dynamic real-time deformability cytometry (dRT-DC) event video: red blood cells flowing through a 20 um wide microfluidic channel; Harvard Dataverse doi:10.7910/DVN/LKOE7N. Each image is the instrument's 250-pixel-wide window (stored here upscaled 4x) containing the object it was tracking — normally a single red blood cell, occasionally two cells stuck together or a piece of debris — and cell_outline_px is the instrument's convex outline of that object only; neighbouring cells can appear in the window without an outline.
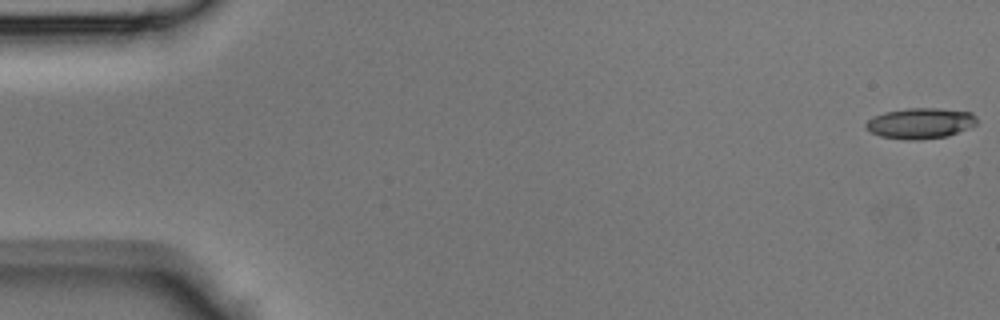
{"species": "Egyptian fruit bat (a non-hibernating species)", "species_latin": "Rousettus aegyptiacus", "temperature_condition": "room temperature", "stored_images_in_passage": 43, "camera_frame_rate_fps": 3000, "um_per_image_px": 0.085, "animal": {"sex": "male"}, "frame": {"image": 1, "passage_image": 1, "time_ms": 0.0, "image_size_px": [1000, 320], "cell_outline_px": [[976, 124], [968, 128], [948, 136], [916, 140], [908, 140], [880, 136], [872, 132], [864, 124], [872, 116], [884, 112], [908, 108], [940, 108], [972, 112], [976, 116]], "centroid_in_image_um": [78.23, 10.47], "position_along_channel_um": 6.8, "area_um2": 19.83}}
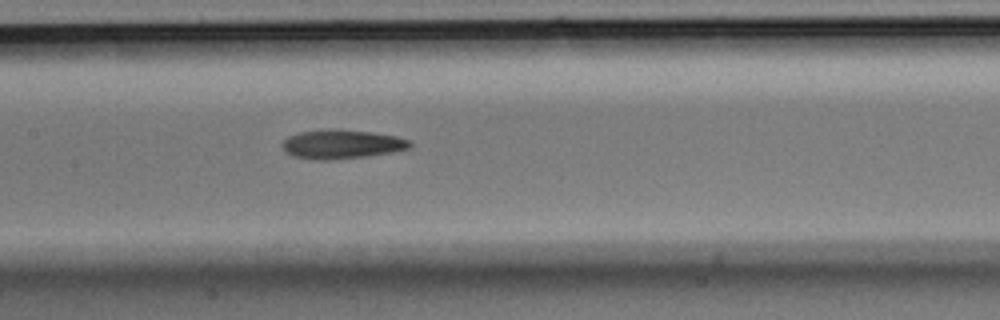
{"frame": {"image": 2, "passage_image": 21, "time_ms": 6.667, "image_size_px": [1000, 320], "cell_outline_px": [[412, 144], [408, 148], [392, 152], [368, 156], [328, 160], [320, 160], [296, 156], [288, 152], [280, 144], [288, 136], [300, 132], [320, 128], [336, 128], [372, 132], [396, 136], [412, 140]], "centroid_in_image_um": [29.07, 12.23], "position_along_channel_um": 178.3, "area_um2": 21.73}}
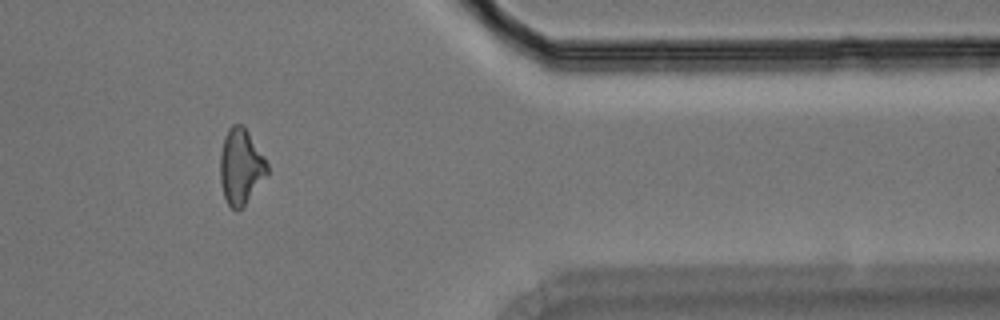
{"frame": {"image": 3, "passage_image": 36, "time_ms": 11.667, "image_size_px": [1000, 320], "cell_outline_px": [[268, 172], [244, 204], [236, 212], [228, 204], [224, 196], [220, 180], [220, 152], [224, 136], [228, 128], [232, 124], [244, 124], [264, 156], [268, 164]], "centroid_in_image_um": [20.45, 14.1], "position_along_channel_um": 391.0, "area_um2": 20.63}}